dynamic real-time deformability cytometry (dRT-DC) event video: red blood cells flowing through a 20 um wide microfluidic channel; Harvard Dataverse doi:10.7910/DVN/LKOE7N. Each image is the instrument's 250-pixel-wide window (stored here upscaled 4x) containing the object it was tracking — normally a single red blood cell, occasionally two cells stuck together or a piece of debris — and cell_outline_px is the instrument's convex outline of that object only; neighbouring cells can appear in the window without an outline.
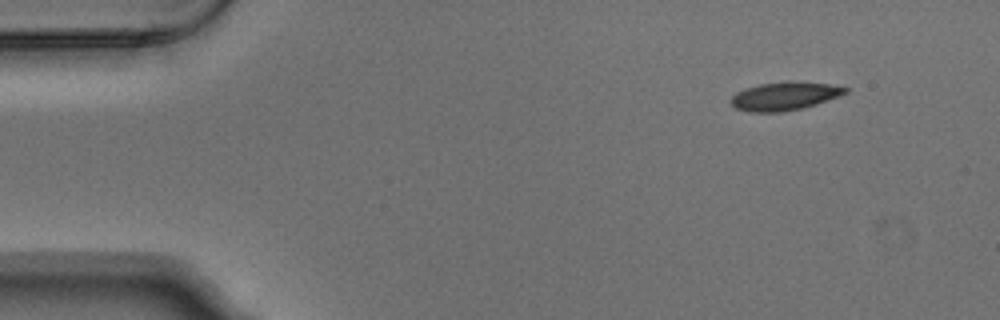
{"species": "Egyptian fruit bat (a non-hibernating species)", "species_latin": "Rousettus aegyptiacus", "temperature_condition": "warm", "stored_images_in_passage": 8, "camera_frame_rate_fps": 3000, "um_per_image_px": 0.085, "animal": {"sex": "male"}, "frame": {"image": 1, "passage_image": 1, "time_ms": 0.0, "image_size_px": [1000, 320], "cell_outline_px": [[848, 92], [840, 96], [804, 108], [784, 112], [748, 112], [736, 108], [728, 100], [736, 92], [744, 88], [760, 84], [788, 80], [828, 84], [848, 88]], "centroid_in_image_um": [66.66, 8.17], "position_along_channel_um": 18.3, "area_um2": 19.13}}
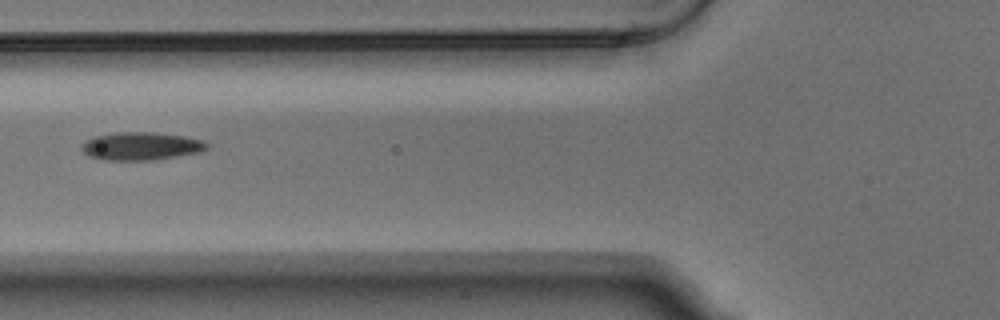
{"frame": {"image": 2, "passage_image": 5, "time_ms": 1.333, "image_size_px": [1000, 320], "cell_outline_px": [[208, 148], [200, 152], [152, 160], [104, 160], [88, 156], [80, 148], [84, 140], [96, 136], [116, 132], [156, 132], [184, 136], [204, 140], [208, 144]], "centroid_in_image_um": [11.98, 12.41], "position_along_channel_um": 113.8, "area_um2": 20.52}}
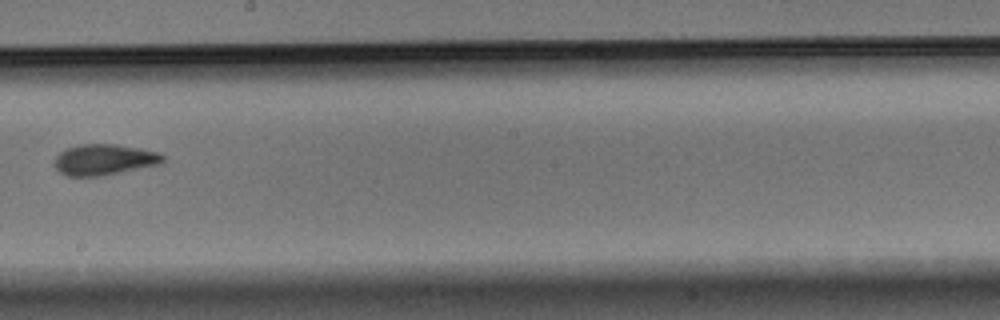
{"frame": {"image": 3, "passage_image": 8, "time_ms": 2.333, "image_size_px": [1000, 320], "cell_outline_px": [[164, 164], [100, 176], [68, 176], [60, 172], [52, 164], [52, 160], [60, 152], [68, 148], [80, 144], [116, 144], [140, 148], [160, 152], [164, 156]], "centroid_in_image_um": [8.88, 13.57], "position_along_channel_um": 239.3, "area_um2": 19.83}}